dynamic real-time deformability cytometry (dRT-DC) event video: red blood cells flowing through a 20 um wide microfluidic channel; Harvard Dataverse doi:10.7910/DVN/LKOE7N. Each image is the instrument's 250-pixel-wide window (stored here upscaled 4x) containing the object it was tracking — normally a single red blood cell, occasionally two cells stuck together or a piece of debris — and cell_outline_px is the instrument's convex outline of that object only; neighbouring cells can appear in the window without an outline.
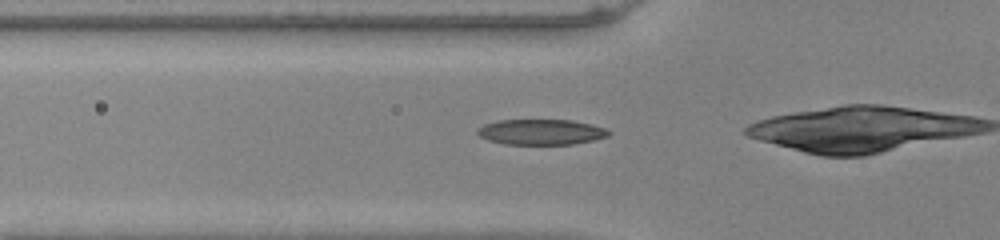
{"species": "common noctule bat (a hibernating species)", "species_latin": "Nyctalus noctula", "temperature_condition": "warm", "stored_images_in_passage": 29, "camera_frame_rate_fps": 3000, "um_per_image_px": 0.085, "animal": {"sex": "male", "body_mass_g": 20.0, "forearm_length_mm": 53.3}, "frame": {"image": 1, "passage_image": 15, "time_ms": 4.667, "image_size_px": [1000, 240], "cell_outline_px": [[612, 132], [608, 136], [592, 140], [572, 144], [504, 144], [488, 140], [480, 136], [476, 132], [476, 128], [484, 124], [496, 120], [572, 120], [592, 124], [604, 128]], "centroid_in_image_um": [45.96, 11.21], "position_along_channel_um": 79.8, "area_um2": 19.54}}
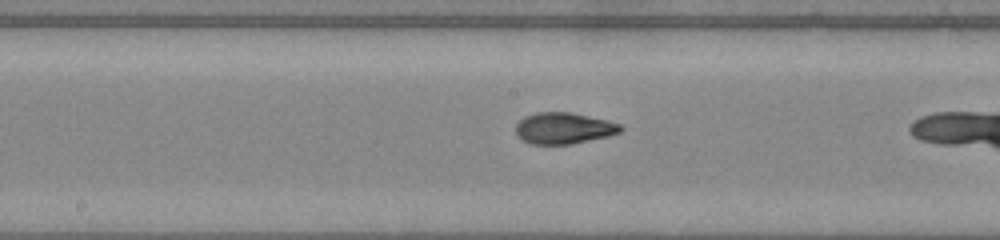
{"frame": {"image": 2, "passage_image": 24, "time_ms": 7.667, "image_size_px": [1000, 240], "cell_outline_px": [[624, 128], [620, 132], [608, 136], [572, 144], [532, 144], [516, 136], [516, 124], [524, 116], [536, 112], [572, 112], [608, 120], [620, 124]], "centroid_in_image_um": [47.92, 10.89], "position_along_channel_um": 200.3, "area_um2": 19.25}}
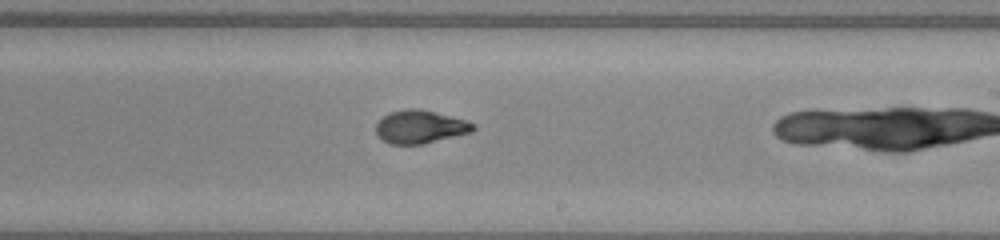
{"frame": {"image": 3, "passage_image": 28, "time_ms": 9.0, "image_size_px": [1000, 240], "cell_outline_px": [[476, 128], [472, 132], [424, 144], [388, 144], [376, 132], [376, 124], [388, 112], [404, 108], [416, 108], [436, 112], [464, 120], [476, 124]], "centroid_in_image_um": [35.72, 10.77], "position_along_channel_um": 253.3, "area_um2": 18.79}}